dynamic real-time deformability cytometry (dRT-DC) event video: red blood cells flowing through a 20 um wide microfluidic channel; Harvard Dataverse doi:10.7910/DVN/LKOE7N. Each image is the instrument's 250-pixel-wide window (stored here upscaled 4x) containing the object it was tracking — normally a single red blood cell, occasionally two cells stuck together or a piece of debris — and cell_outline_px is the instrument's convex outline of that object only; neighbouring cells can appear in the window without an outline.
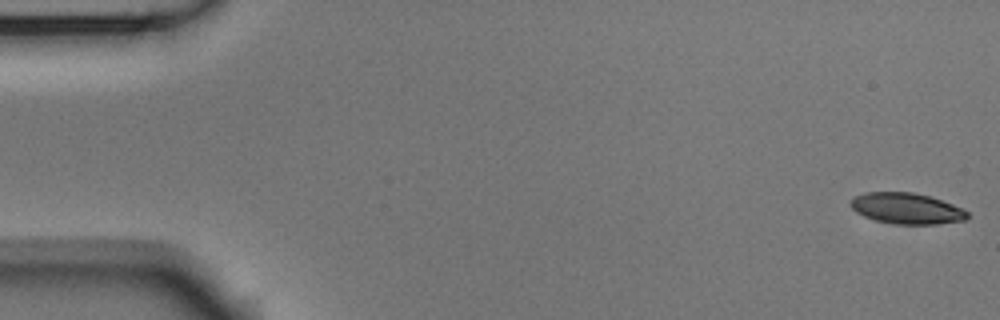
{"species": "Egyptian fruit bat (a non-hibernating species)", "species_latin": "Rousettus aegyptiacus", "temperature_condition": "room temperature", "stored_images_in_passage": 4, "camera_frame_rate_fps": 3000, "um_per_image_px": 0.085, "animal": {"sex": "male"}, "frame": {"image": 1, "passage_image": 1, "time_ms": 0.0, "image_size_px": [1000, 320], "cell_outline_px": [[968, 216], [964, 220], [936, 224], [892, 224], [876, 220], [864, 216], [856, 212], [848, 204], [856, 196], [864, 192], [912, 192], [932, 196], [952, 204], [968, 212]], "centroid_in_image_um": [77.04, 17.71], "position_along_channel_um": 8.0, "area_um2": 21.04}}
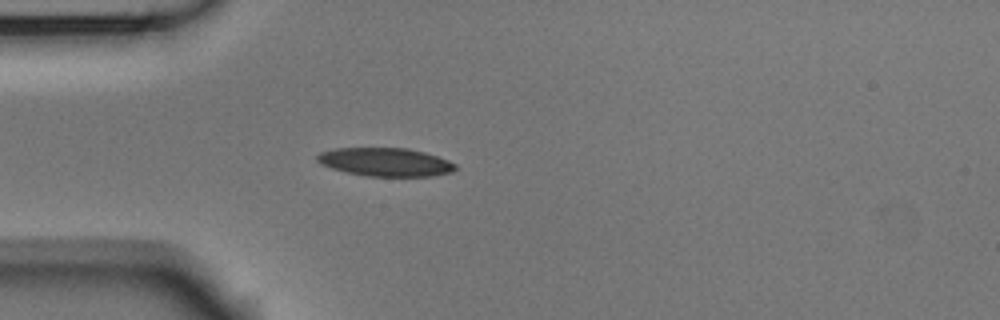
{"frame": {"image": 2, "passage_image": 4, "time_ms": 1.0, "image_size_px": [1000, 320], "cell_outline_px": [[456, 168], [452, 172], [432, 176], [368, 176], [348, 172], [332, 168], [320, 164], [316, 160], [316, 156], [320, 152], [336, 148], [408, 148], [424, 152], [448, 160], [456, 164]], "centroid_in_image_um": [32.75, 13.77], "position_along_channel_um": 52.2, "area_um2": 22.77}}